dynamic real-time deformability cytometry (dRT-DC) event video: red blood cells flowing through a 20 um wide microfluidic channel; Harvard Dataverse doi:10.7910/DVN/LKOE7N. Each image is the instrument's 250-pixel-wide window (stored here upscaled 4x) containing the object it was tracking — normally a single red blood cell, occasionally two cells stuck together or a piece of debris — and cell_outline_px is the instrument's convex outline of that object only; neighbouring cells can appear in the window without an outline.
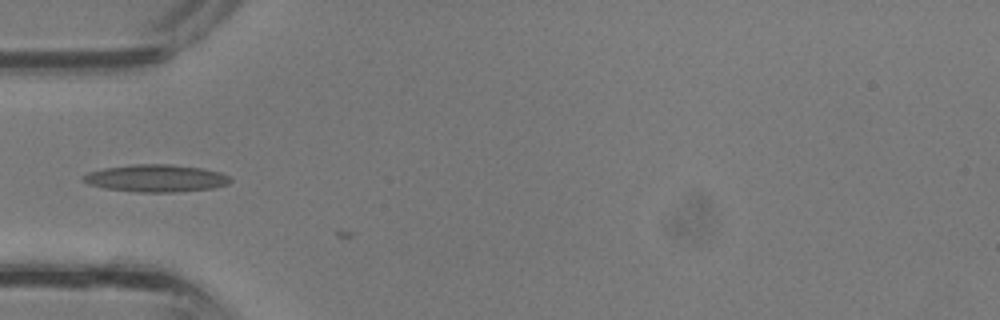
{"species": "common noctule bat (a hibernating species)", "species_latin": "Nyctalus noctula", "temperature_condition": "room temperature", "stored_images_in_passage": 4, "camera_frame_rate_fps": 3000, "um_per_image_px": 0.085, "animal": {"sex": "male", "body_mass_g": 13.3}, "frame": {"image": 1, "passage_image": 3, "time_ms": 0.667, "image_size_px": [1000, 320], "cell_outline_px": [[232, 180], [228, 184], [212, 188], [176, 192], [136, 192], [104, 188], [88, 184], [80, 180], [80, 176], [88, 172], [104, 168], [132, 164], [168, 164], [200, 168], [220, 172], [228, 176]], "centroid_in_image_um": [13.2, 15.15], "position_along_channel_um": 71.8, "area_um2": 23.52}}